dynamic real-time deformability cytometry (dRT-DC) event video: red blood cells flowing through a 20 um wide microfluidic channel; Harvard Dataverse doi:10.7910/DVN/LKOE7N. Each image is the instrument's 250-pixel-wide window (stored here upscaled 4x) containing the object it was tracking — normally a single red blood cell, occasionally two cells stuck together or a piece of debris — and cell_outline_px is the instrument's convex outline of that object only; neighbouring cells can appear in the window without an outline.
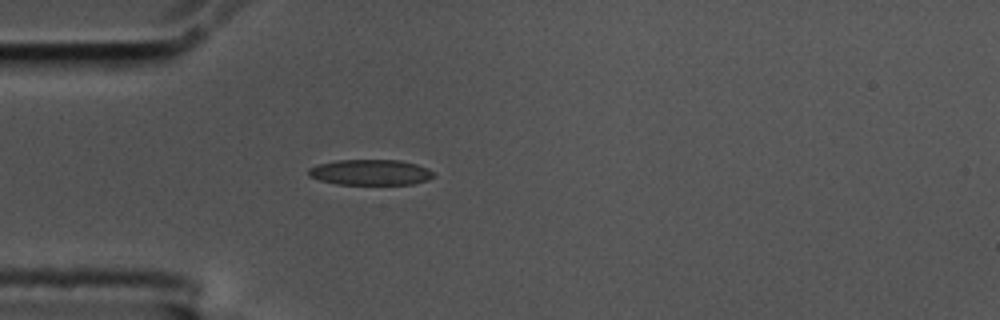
{"species": "common noctule bat (a hibernating species)", "species_latin": "Nyctalus noctula", "temperature_condition": "cold", "stored_images_in_passage": 41, "camera_frame_rate_fps": 3000, "um_per_image_px": 0.085, "animal": {"sex": "male", "body_mass_g": 17.5, "forearm_length_mm": 52.3}, "frame": {"image": 1, "passage_image": 1, "time_ms": 0.0, "image_size_px": [1000, 320], "cell_outline_px": [[436, 176], [428, 180], [412, 184], [336, 184], [320, 180], [308, 176], [308, 168], [316, 164], [336, 160], [400, 160], [416, 164], [428, 168]], "centroid_in_image_um": [31.47, 14.64], "position_along_channel_um": 53.5, "area_um2": 18.79}}
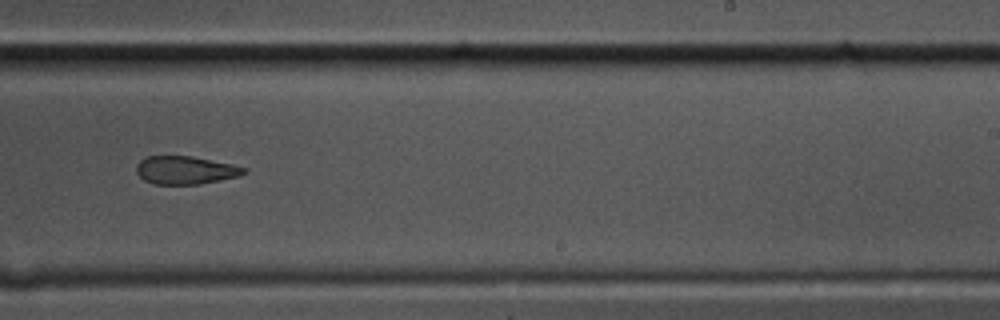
{"frame": {"image": 2, "passage_image": 20, "time_ms": 6.333, "image_size_px": [1000, 320], "cell_outline_px": [[248, 172], [240, 176], [200, 184], [152, 184], [144, 180], [136, 172], [136, 164], [140, 160], [148, 156], [192, 156], [232, 164], [248, 168]], "centroid_in_image_um": [15.78, 14.46], "position_along_channel_um": 273.2, "area_um2": 17.74}}
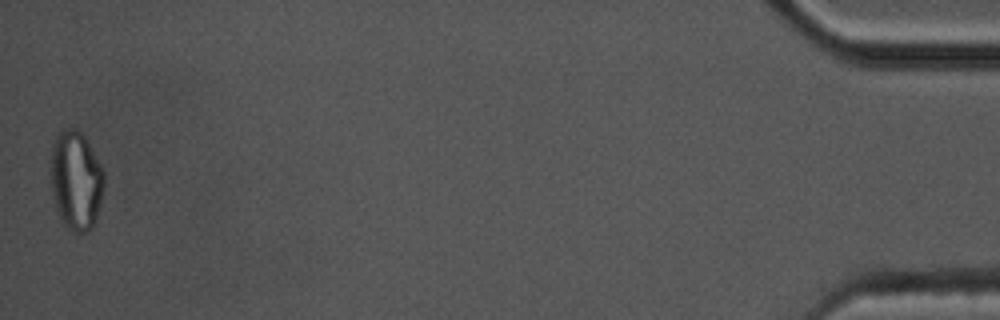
{"frame": {"image": 3, "passage_image": 41, "time_ms": 13.333, "image_size_px": [1000, 320], "cell_outline_px": [[104, 184], [100, 204], [92, 228], [88, 232], [76, 232], [68, 228], [60, 220], [52, 196], [48, 168], [52, 144], [56, 136], [64, 128], [76, 128], [84, 136], [100, 164], [104, 172]], "centroid_in_image_um": [6.41, 15.32], "position_along_channel_um": 428.8, "area_um2": 31.27}, "authors_computed_cell_mechanics": {"area_um2": 19.0162, "velocity_mm_per_s": 3.5757, "shape_relaxation_time_tau1_ms": null, "shape_relaxation_time_tau2_ms": 7.0644, "deformation_change_tau1": null, "deformation_change_tau2": 0.1476}}